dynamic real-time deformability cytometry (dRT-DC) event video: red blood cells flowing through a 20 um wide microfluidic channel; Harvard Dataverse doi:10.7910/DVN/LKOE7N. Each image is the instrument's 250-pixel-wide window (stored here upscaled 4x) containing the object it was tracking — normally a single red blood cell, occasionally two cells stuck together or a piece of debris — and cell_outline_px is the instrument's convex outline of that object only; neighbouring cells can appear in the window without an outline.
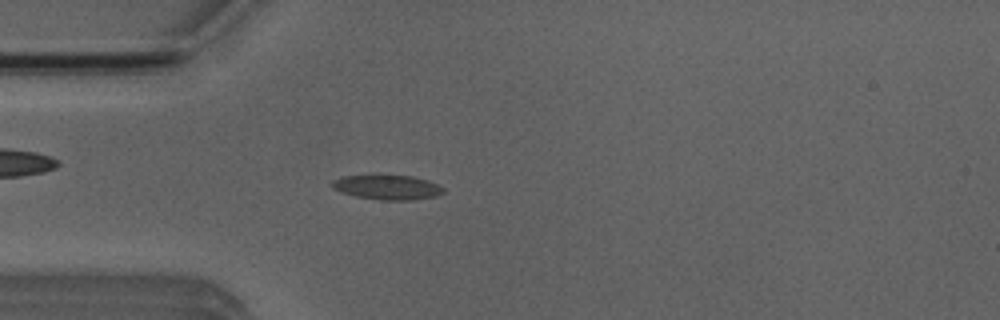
{"species": "Egyptian fruit bat (a non-hibernating species)", "species_latin": "Rousettus aegyptiacus", "temperature_condition": "room temperature", "stored_images_in_passage": 5, "camera_frame_rate_fps": 3000, "um_per_image_px": 0.085, "animal": {"sex": "male"}, "frame": {"image": 1, "passage_image": 5, "time_ms": 4.333, "image_size_px": [1000, 320], "cell_outline_px": [[444, 192], [436, 196], [412, 200], [380, 200], [356, 196], [340, 192], [332, 188], [328, 184], [332, 180], [344, 176], [372, 172], [380, 172], [412, 176], [428, 180], [444, 188]], "centroid_in_image_um": [32.84, 15.86], "position_along_channel_um": 52.2, "area_um2": 16.99}}